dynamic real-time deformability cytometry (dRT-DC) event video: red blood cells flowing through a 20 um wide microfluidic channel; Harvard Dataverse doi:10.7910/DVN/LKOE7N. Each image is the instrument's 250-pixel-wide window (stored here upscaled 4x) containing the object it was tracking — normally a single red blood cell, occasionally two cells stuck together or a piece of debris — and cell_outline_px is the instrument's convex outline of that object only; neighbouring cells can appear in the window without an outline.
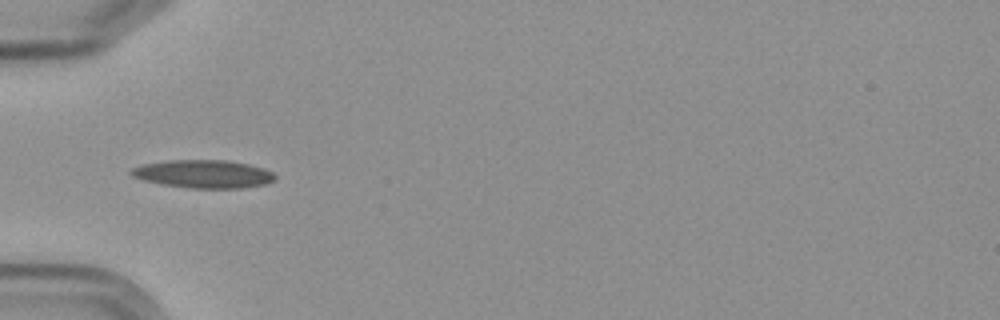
{"species": "Egyptian fruit bat (a non-hibernating species)", "species_latin": "Rousettus aegyptiacus", "temperature_condition": "cold", "stored_images_in_passage": 9, "camera_frame_rate_fps": 3000, "um_per_image_px": 0.085, "frame": {"image": 1, "passage_image": 4, "time_ms": 3.667, "image_size_px": [1000, 320], "cell_outline_px": [[276, 180], [268, 184], [240, 188], [188, 188], [160, 184], [144, 180], [132, 176], [128, 172], [132, 168], [144, 164], [168, 160], [224, 160], [248, 164], [264, 168], [272, 172], [276, 176]], "centroid_in_image_um": [17.31, 14.79], "position_along_channel_um": 67.7, "area_um2": 23.64}}
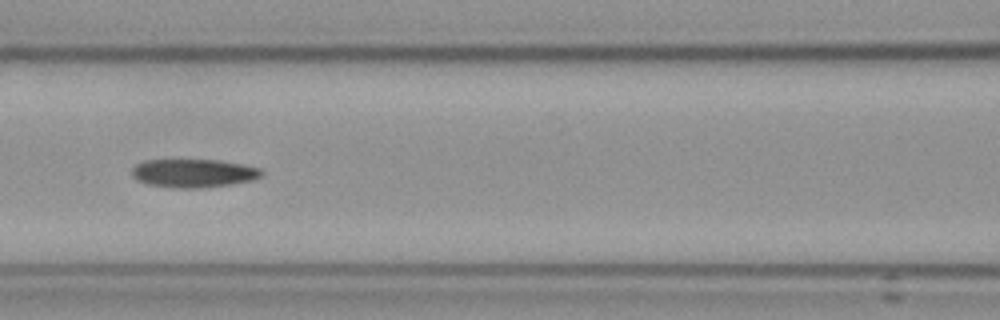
{"frame": {"image": 2, "passage_image": 6, "time_ms": 6.0, "image_size_px": [1000, 320], "cell_outline_px": [[264, 172], [260, 176], [252, 180], [232, 184], [204, 188], [172, 188], [148, 184], [136, 180], [132, 176], [132, 168], [136, 164], [144, 160], [216, 160], [244, 164], [260, 168]], "centroid_in_image_um": [16.44, 14.72], "position_along_channel_um": 150.2, "area_um2": 21.62}}
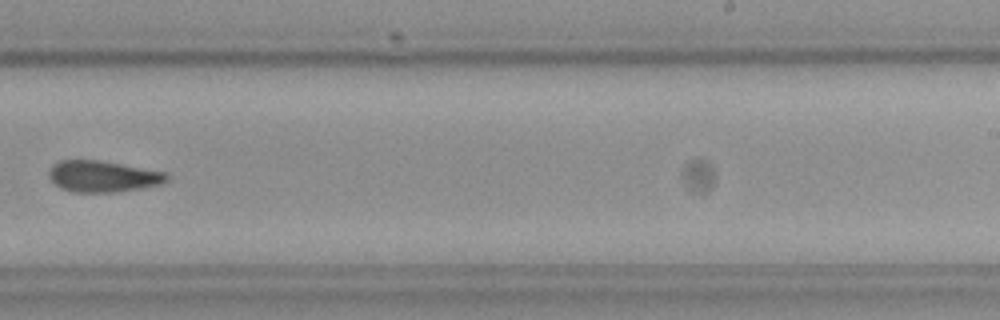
{"frame": {"image": 3, "passage_image": 9, "time_ms": 9.667, "image_size_px": [1000, 320], "cell_outline_px": [[168, 180], [160, 184], [140, 188], [112, 192], [72, 192], [60, 188], [48, 176], [48, 172], [52, 164], [60, 160], [96, 160], [164, 172], [168, 176]], "centroid_in_image_um": [8.67, 14.99], "position_along_channel_um": 280.3, "area_um2": 21.15}}